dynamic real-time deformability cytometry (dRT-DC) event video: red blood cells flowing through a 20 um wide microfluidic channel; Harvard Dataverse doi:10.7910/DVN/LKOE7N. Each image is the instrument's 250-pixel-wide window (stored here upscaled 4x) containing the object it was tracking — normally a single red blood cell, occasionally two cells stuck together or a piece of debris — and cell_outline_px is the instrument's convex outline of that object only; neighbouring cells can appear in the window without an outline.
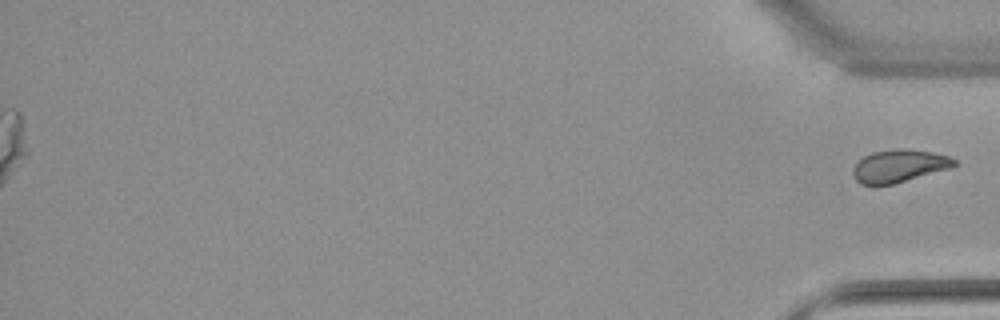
{"species": "common noctule bat (a hibernating species)", "species_latin": "Nyctalus noctula", "temperature_condition": "warm", "stored_images_in_passage": 55, "segment_of_instrument_passage": [2, 2], "camera_frame_rate_fps": 3000, "um_per_image_px": 0.085, "animal": {"sex": "female", "body_mass_g": 22.7, "forearm_length_mm": 54.2}, "frame": {"image": 1, "passage_image": 55, "time_ms": 18.0, "image_size_px": [1000, 320], "cell_outline_px": [[956, 164], [952, 168], [892, 184], [860, 184], [856, 180], [852, 172], [852, 168], [864, 156], [872, 152], [896, 148], [904, 148], [932, 152], [948, 156], [956, 160]], "centroid_in_image_um": [76.43, 14.09], "position_along_channel_um": 358.8, "area_um2": 19.19}}